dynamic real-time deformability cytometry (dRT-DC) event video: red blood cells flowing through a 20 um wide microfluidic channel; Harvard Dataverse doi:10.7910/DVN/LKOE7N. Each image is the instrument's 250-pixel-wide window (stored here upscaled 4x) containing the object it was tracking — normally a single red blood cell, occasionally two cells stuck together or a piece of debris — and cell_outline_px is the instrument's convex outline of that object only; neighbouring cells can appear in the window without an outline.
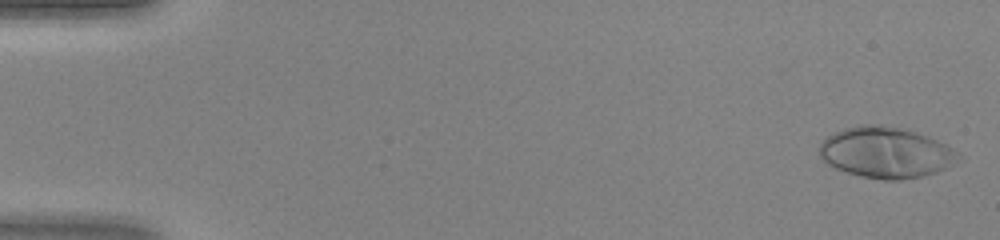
{"species": "human", "species_latin": "Homo sapiens", "temperature_condition": "warm", "stored_images_in_passage": 47, "camera_frame_rate_fps": 3000, "um_per_image_px": 0.085, "donor": {"sex": "female"}, "frame": {"image": 1, "passage_image": 2, "time_ms": 0.333, "image_size_px": [1000, 240], "cell_outline_px": [[964, 160], [936, 172], [920, 176], [900, 180], [884, 180], [860, 176], [836, 168], [828, 164], [820, 156], [820, 144], [828, 136], [844, 128], [860, 124], [880, 124], [908, 128], [928, 136], [952, 148]], "centroid_in_image_um": [75.33, 12.95], "position_along_channel_um": 9.7, "area_um2": 41.38}}
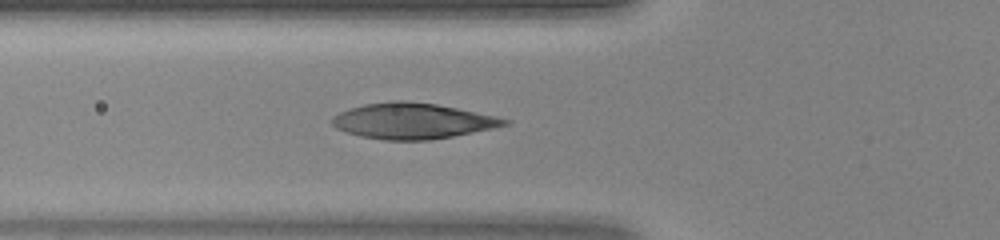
{"frame": {"image": 2, "passage_image": 18, "time_ms": 5.667, "image_size_px": [1000, 240], "cell_outline_px": [[512, 120], [508, 124], [492, 128], [432, 140], [384, 140], [360, 136], [336, 128], [332, 124], [332, 116], [340, 112], [364, 104], [392, 100], [400, 100], [436, 104], [496, 116]], "centroid_in_image_um": [35.05, 10.28], "position_along_channel_um": 90.7, "area_um2": 35.6}}
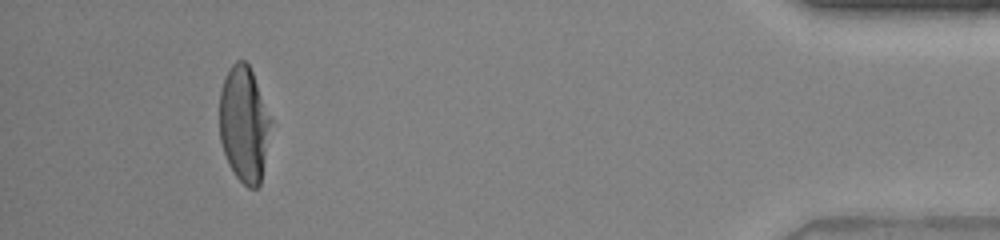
{"frame": {"image": 3, "passage_image": 44, "time_ms": 14.333, "image_size_px": [1000, 240], "cell_outline_px": [[272, 120], [260, 184], [256, 188], [248, 188], [236, 176], [228, 164], [220, 140], [220, 92], [224, 76], [232, 64], [236, 60], [244, 60], [248, 64], [252, 72]], "centroid_in_image_um": [20.73, 10.54], "position_along_channel_um": 414.5, "area_um2": 34.45}}